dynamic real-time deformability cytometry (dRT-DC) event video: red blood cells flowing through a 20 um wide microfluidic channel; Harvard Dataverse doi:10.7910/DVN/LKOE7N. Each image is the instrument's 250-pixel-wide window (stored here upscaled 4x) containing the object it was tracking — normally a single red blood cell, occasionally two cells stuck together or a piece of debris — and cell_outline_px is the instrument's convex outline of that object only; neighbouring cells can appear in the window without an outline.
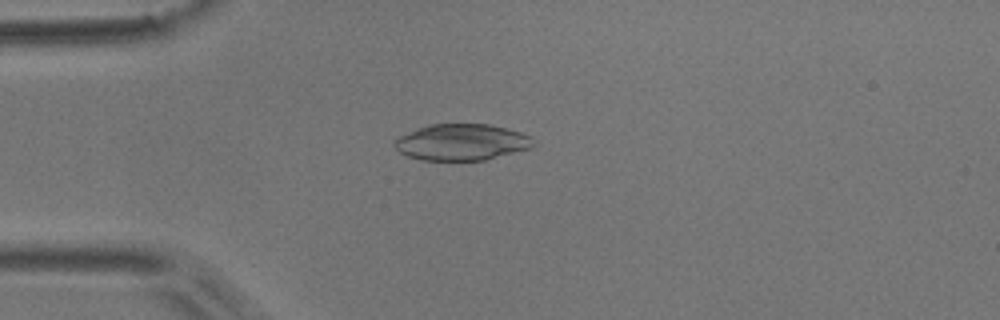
{"species": "common noctule bat (a hibernating species)", "species_latin": "Nyctalus noctula", "temperature_condition": "room temperature", "stored_images_in_passage": 50, "camera_frame_rate_fps": 3000, "um_per_image_px": 0.085, "animal": {"sex": "male", "body_mass_g": 17.9}, "frame": {"image": 1, "passage_image": 11, "time_ms": 3.333, "image_size_px": [1000, 320], "cell_outline_px": [[536, 144], [532, 148], [484, 160], [424, 160], [408, 156], [400, 152], [392, 144], [392, 140], [400, 136], [428, 124], [488, 124], [520, 132], [532, 136]], "centroid_in_image_um": [39.26, 12.08], "position_along_channel_um": 45.7, "area_um2": 29.42}}
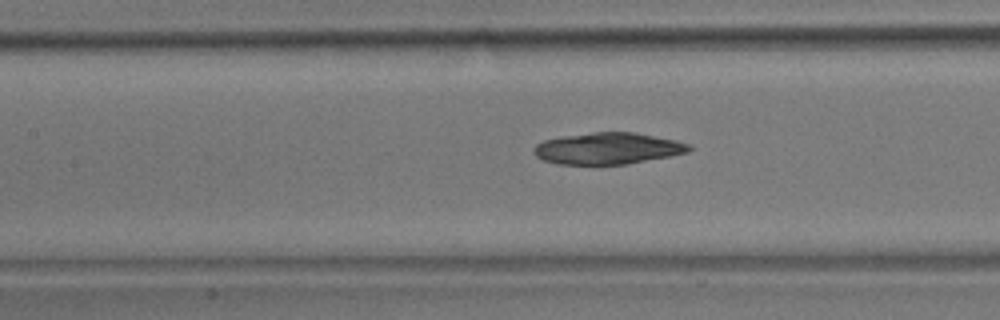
{"frame": {"image": 2, "passage_image": 21, "time_ms": 6.667, "image_size_px": [1000, 320], "cell_outline_px": [[692, 148], [688, 152], [628, 164], [556, 164], [544, 160], [536, 156], [536, 144], [544, 140], [564, 136], [592, 132], [636, 132], [676, 140], [688, 144]], "centroid_in_image_um": [51.68, 12.61], "position_along_channel_um": 155.7, "area_um2": 28.26}}
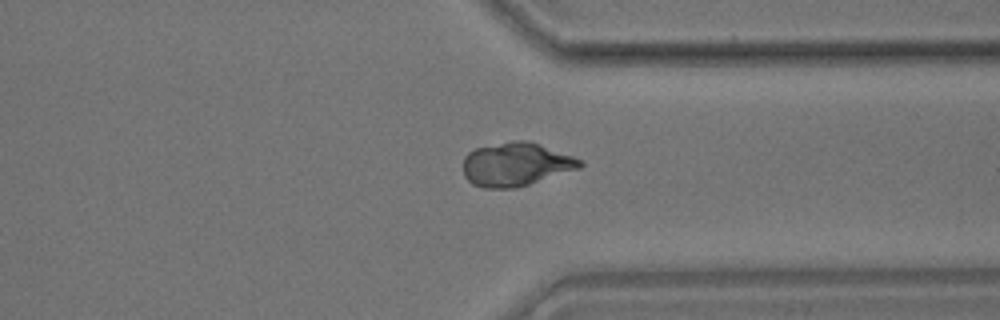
{"frame": {"image": 3, "passage_image": 38, "time_ms": 12.333, "image_size_px": [1000, 320], "cell_outline_px": [[584, 164], [580, 168], [528, 184], [512, 188], [484, 188], [472, 184], [464, 176], [464, 156], [468, 152], [476, 148], [512, 140], [528, 140], [572, 156], [580, 160]], "centroid_in_image_um": [43.82, 13.96], "position_along_channel_um": 367.6, "area_um2": 29.36}, "authors_computed_cell_mechanics": {"area_um2": 29.1601, "velocity_mm_per_s": 3.7579, "shape_relaxation_time_tau1_ms": 8.2907, "shape_relaxation_time_tau2_ms": 5.1924, "deformation_change_tau1": 0.1799, "deformation_change_tau2": 0.0596}}